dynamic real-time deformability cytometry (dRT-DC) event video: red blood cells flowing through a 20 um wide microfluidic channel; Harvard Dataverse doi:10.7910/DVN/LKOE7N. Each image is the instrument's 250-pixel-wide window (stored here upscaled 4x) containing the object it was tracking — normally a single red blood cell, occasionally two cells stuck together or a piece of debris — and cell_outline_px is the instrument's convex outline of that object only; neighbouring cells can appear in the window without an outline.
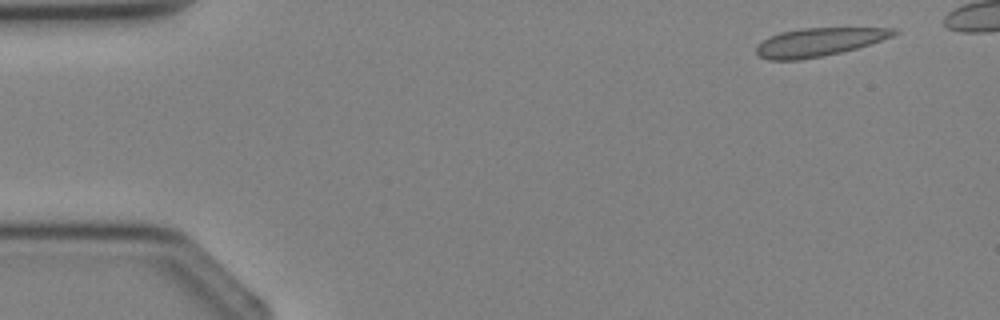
{"species": "Egyptian fruit bat (a non-hibernating species)", "species_latin": "Rousettus aegyptiacus", "temperature_condition": "cold", "stored_images_in_passage": 3, "camera_frame_rate_fps": 3000, "um_per_image_px": 0.085, "animal": {"sex": "female"}, "frame": {"image": 1, "passage_image": 1, "time_ms": 0.0, "image_size_px": [1000, 320], "cell_outline_px": [[900, 32], [892, 36], [856, 48], [840, 52], [800, 60], [768, 60], [760, 56], [756, 52], [756, 48], [768, 36], [780, 32], [800, 28], [896, 28]], "centroid_in_image_um": [69.58, 3.57], "position_along_channel_um": 15.4, "area_um2": 22.43}}